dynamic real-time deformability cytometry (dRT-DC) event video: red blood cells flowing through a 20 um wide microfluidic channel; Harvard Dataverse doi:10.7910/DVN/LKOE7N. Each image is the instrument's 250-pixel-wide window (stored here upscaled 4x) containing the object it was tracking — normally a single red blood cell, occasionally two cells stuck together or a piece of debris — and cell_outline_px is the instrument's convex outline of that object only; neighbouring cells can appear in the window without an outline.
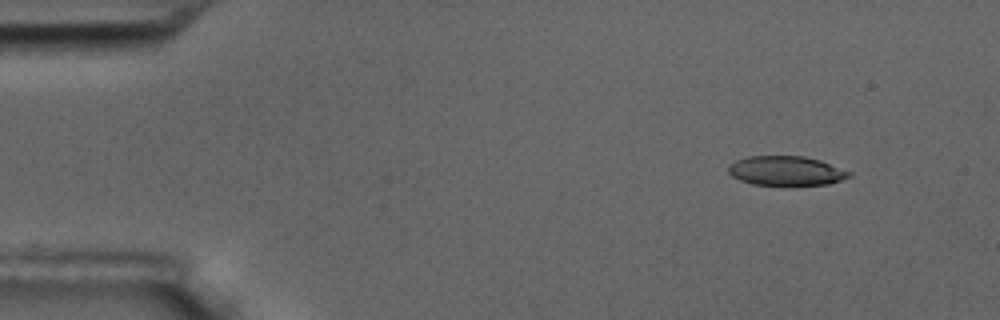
{"species": "common noctule bat (a hibernating species)", "species_latin": "Nyctalus noctula", "temperature_condition": "room temperature", "stored_images_in_passage": 6, "segment_of_instrument_passage": [1, 2], "camera_frame_rate_fps": 3000, "um_per_image_px": 0.085, "animal": {"sex": "male", "body_mass_g": 17.5, "forearm_length_mm": 52.3}, "frame": {"image": 1, "passage_image": 2, "time_ms": 1.333, "image_size_px": [1000, 320], "cell_outline_px": [[852, 176], [828, 184], [796, 188], [784, 188], [752, 184], [740, 180], [732, 176], [728, 172], [728, 168], [736, 160], [748, 156], [804, 156], [820, 160], [852, 172]], "centroid_in_image_um": [66.85, 14.58], "position_along_channel_um": 18.2, "area_um2": 21.68}}